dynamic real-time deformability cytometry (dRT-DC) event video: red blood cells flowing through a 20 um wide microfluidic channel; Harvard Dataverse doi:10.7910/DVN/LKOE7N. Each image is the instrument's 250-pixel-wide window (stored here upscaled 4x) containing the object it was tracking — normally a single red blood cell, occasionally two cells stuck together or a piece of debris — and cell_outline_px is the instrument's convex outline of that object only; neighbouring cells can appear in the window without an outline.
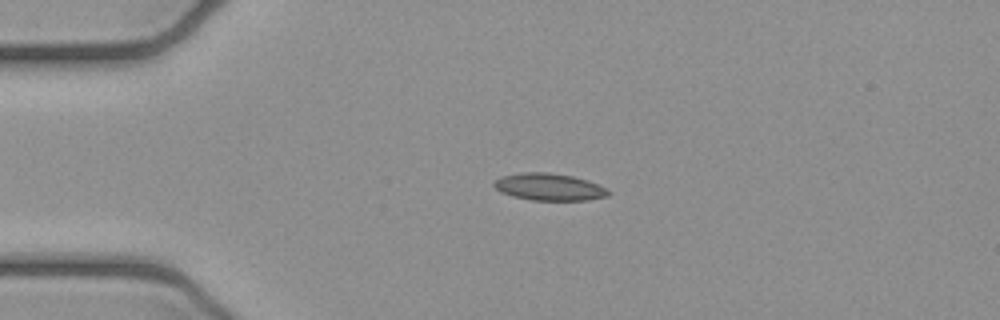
{"species": "common noctule bat (a hibernating species)", "species_latin": "Nyctalus noctula", "temperature_condition": "cold", "stored_images_in_passage": 4, "camera_frame_rate_fps": 3000, "um_per_image_px": 0.085, "animal": {"sex": "female", "body_mass_g": 21.9}, "frame": {"image": 1, "passage_image": 3, "time_ms": 0.667, "image_size_px": [1000, 320], "cell_outline_px": [[608, 196], [588, 200], [532, 200], [512, 196], [500, 192], [492, 184], [500, 176], [524, 172], [548, 172], [572, 176], [588, 180], [608, 188]], "centroid_in_image_um": [46.67, 15.88], "position_along_channel_um": 38.3, "area_um2": 18.09}}